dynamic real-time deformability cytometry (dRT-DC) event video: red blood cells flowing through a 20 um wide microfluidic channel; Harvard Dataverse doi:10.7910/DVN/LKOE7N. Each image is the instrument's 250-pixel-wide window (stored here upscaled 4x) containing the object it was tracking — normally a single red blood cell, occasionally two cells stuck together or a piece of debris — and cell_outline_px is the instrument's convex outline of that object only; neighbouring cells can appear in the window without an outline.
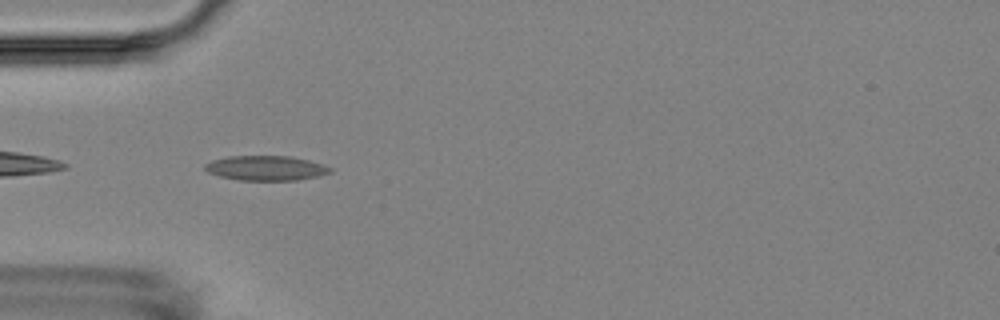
{"species": "Egyptian fruit bat (a non-hibernating species)", "species_latin": "Rousettus aegyptiacus", "temperature_condition": "room temperature", "stored_images_in_passage": 4, "camera_frame_rate_fps": 3000, "um_per_image_px": 0.085, "animal": {"sex": "female"}, "frame": {"image": 1, "passage_image": 3, "time_ms": 2.333, "image_size_px": [1000, 320], "cell_outline_px": [[332, 172], [320, 176], [296, 180], [240, 180], [220, 176], [208, 172], [204, 168], [204, 164], [212, 160], [228, 156], [288, 156], [308, 160], [324, 164], [332, 168]], "centroid_in_image_um": [22.62, 14.28], "position_along_channel_um": 62.4, "area_um2": 18.09}}